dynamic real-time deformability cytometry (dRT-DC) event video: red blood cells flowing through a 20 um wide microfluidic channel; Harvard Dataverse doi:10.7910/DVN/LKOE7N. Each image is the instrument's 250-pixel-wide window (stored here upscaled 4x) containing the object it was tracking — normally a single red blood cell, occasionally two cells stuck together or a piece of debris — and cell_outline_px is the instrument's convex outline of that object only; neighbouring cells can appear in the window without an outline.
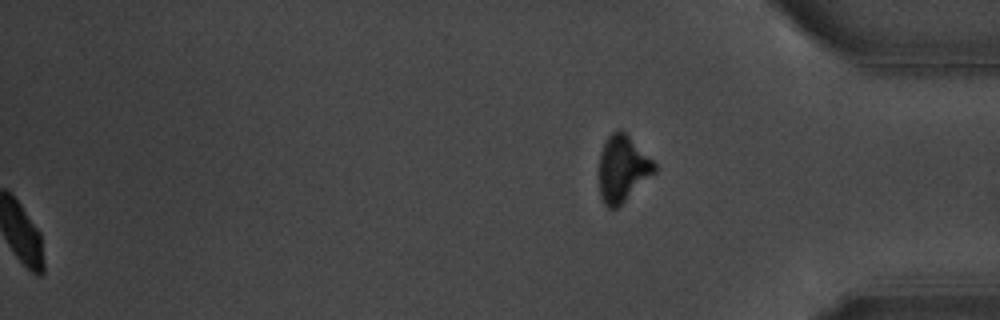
{"species": "common noctule bat (a hibernating species)", "species_latin": "Nyctalus noctula", "temperature_condition": "room temperature", "stored_images_in_passage": 42, "segment_of_instrument_passage": [2, 2], "camera_frame_rate_fps": 3000, "um_per_image_px": 0.085, "animal": {"sex": "male", "body_mass_g": 20.1, "forearm_length_mm": 53.5}, "frame": {"image": 1, "passage_image": 42, "time_ms": 13.667, "image_size_px": [1000, 320], "cell_outline_px": [[656, 172], [616, 208], [608, 208], [604, 204], [600, 196], [600, 152], [608, 136], [612, 132], [620, 128], [656, 164]], "centroid_in_image_um": [52.91, 14.34], "position_along_channel_um": 382.3, "area_um2": 20.98}}